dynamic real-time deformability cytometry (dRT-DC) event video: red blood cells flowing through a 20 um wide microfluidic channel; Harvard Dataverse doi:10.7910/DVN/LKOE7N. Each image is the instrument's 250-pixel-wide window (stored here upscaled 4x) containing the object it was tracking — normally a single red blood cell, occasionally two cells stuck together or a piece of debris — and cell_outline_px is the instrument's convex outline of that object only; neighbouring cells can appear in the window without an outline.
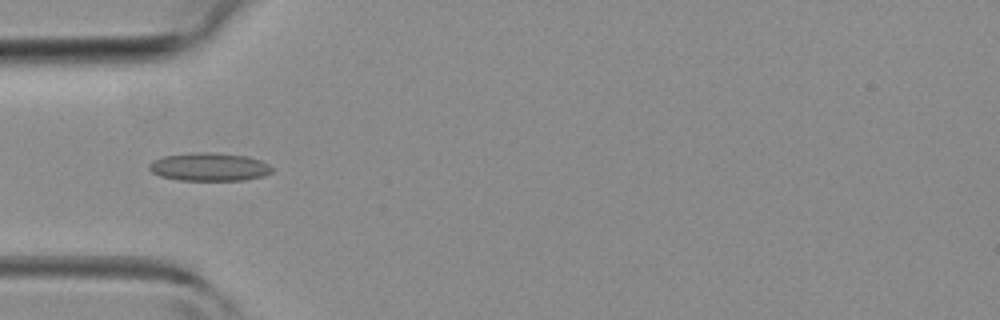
{"species": "common noctule bat (a hibernating species)", "species_latin": "Nyctalus noctula", "temperature_condition": "room temperature", "stored_images_in_passage": 27, "camera_frame_rate_fps": 3000, "um_per_image_px": 0.085, "animal": {"sex": "female", "body_mass_g": 19.3, "forearm_length_mm": 54.1}, "frame": {"image": 1, "passage_image": 1, "time_ms": 0.0, "image_size_px": [1000, 320], "cell_outline_px": [[272, 172], [264, 176], [244, 180], [180, 180], [160, 176], [152, 172], [148, 168], [148, 164], [164, 156], [196, 152], [212, 152], [248, 156], [260, 160], [268, 164], [272, 168]], "centroid_in_image_um": [17.81, 14.18], "position_along_channel_um": 67.2, "area_um2": 20.11}}
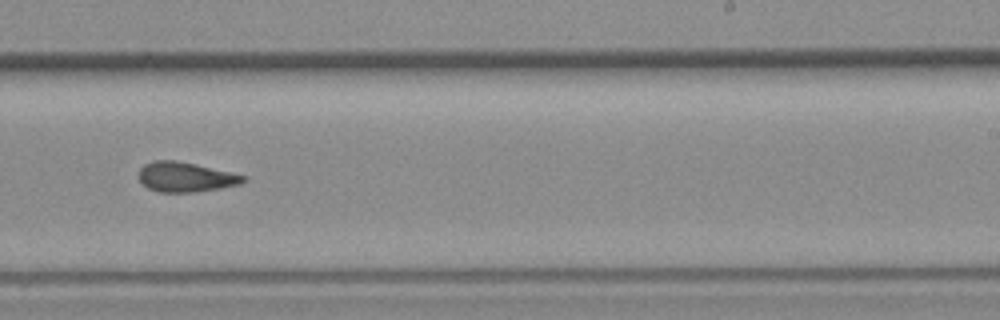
{"frame": {"image": 2, "passage_image": 14, "time_ms": 4.333, "image_size_px": [1000, 320], "cell_outline_px": [[248, 180], [240, 184], [220, 188], [196, 192], [160, 192], [148, 188], [140, 180], [140, 168], [144, 164], [152, 160], [176, 160], [248, 176]], "centroid_in_image_um": [15.8, 15.04], "position_along_channel_um": 273.2, "area_um2": 18.09}}
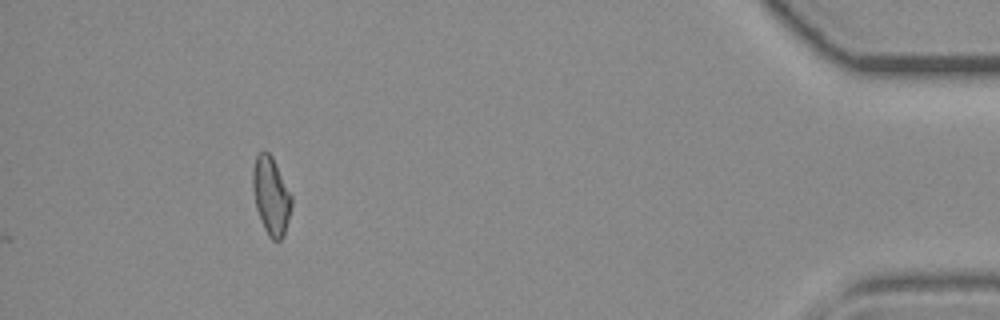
{"frame": {"image": 3, "passage_image": 27, "time_ms": 8.667, "image_size_px": [1000, 320], "cell_outline_px": [[292, 204], [284, 236], [280, 240], [272, 240], [268, 236], [260, 220], [256, 208], [252, 188], [252, 172], [256, 156], [260, 152], [268, 152], [272, 156], [292, 196]], "centroid_in_image_um": [23.03, 16.67], "position_along_channel_um": 412.2, "area_um2": 17.57}}